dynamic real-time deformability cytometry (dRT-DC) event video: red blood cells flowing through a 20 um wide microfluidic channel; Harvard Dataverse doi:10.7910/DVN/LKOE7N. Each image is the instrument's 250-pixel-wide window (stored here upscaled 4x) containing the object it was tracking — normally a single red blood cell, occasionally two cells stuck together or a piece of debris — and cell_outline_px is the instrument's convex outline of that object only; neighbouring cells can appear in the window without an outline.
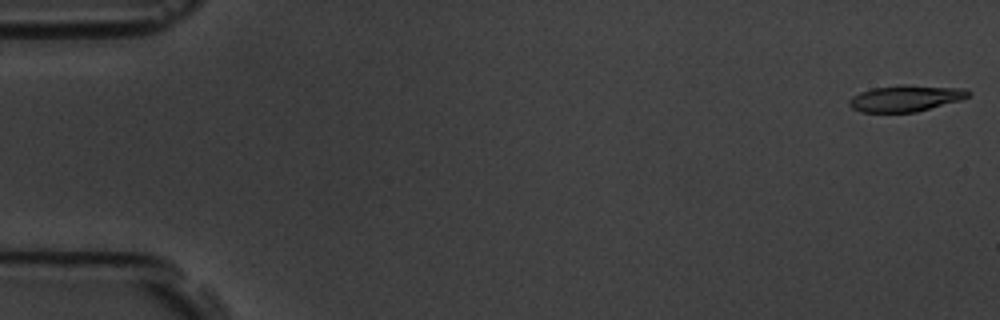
{"species": "common noctule bat (a hibernating species)", "species_latin": "Nyctalus noctula", "temperature_condition": "room temperature", "stored_images_in_passage": 8, "camera_frame_rate_fps": 3000, "um_per_image_px": 0.085, "animal": {"sex": "male", "body_mass_g": 19.5, "forearm_length_mm": 54.6}, "frame": {"image": 1, "passage_image": 1, "time_ms": 0.0, "image_size_px": [1000, 320], "cell_outline_px": [[972, 92], [968, 96], [960, 100], [916, 112], [860, 112], [852, 108], [848, 104], [848, 100], [852, 96], [860, 92], [872, 88], [904, 84], [964, 88]], "centroid_in_image_um": [76.96, 8.35], "position_along_channel_um": 8.0, "area_um2": 18.38}}
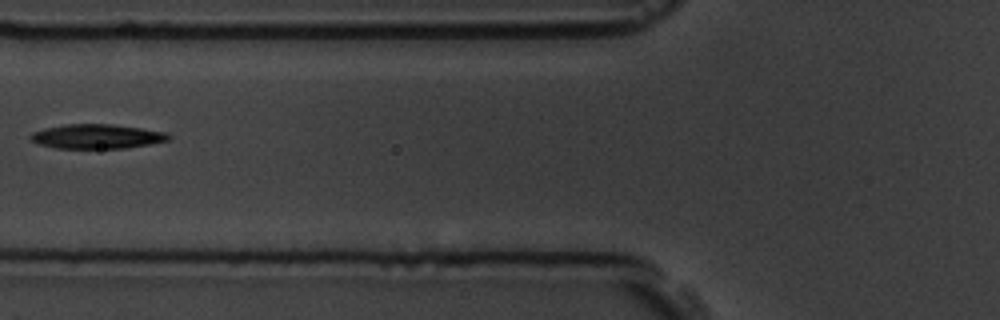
{"frame": {"image": 2, "passage_image": 6, "time_ms": 6.667, "image_size_px": [1000, 320], "cell_outline_px": [[172, 136], [168, 140], [148, 144], [124, 148], [56, 148], [40, 144], [32, 140], [28, 136], [32, 132], [44, 128], [64, 124], [112, 124], [168, 132]], "centroid_in_image_um": [8.23, 11.59], "position_along_channel_um": 117.6, "area_um2": 19.59}}
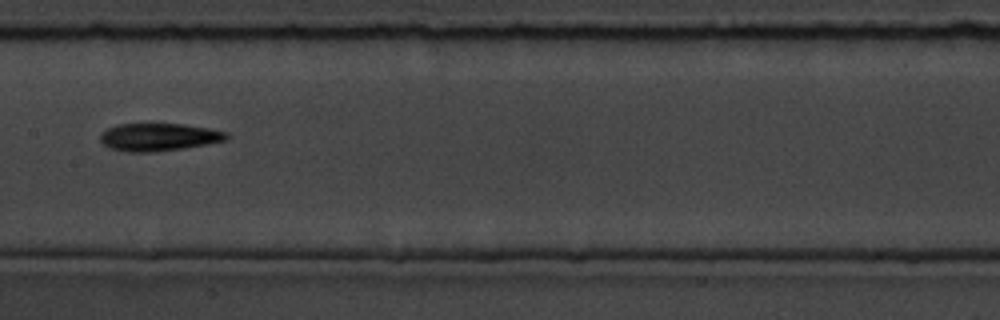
{"frame": {"image": 3, "passage_image": 8, "time_ms": 8.667, "image_size_px": [1000, 320], "cell_outline_px": [[228, 136], [224, 140], [184, 148], [152, 152], [128, 152], [108, 148], [100, 140], [100, 136], [108, 128], [116, 124], [184, 124], [208, 128], [228, 132]], "centroid_in_image_um": [13.46, 11.65], "position_along_channel_um": 193.9, "area_um2": 20.17}}